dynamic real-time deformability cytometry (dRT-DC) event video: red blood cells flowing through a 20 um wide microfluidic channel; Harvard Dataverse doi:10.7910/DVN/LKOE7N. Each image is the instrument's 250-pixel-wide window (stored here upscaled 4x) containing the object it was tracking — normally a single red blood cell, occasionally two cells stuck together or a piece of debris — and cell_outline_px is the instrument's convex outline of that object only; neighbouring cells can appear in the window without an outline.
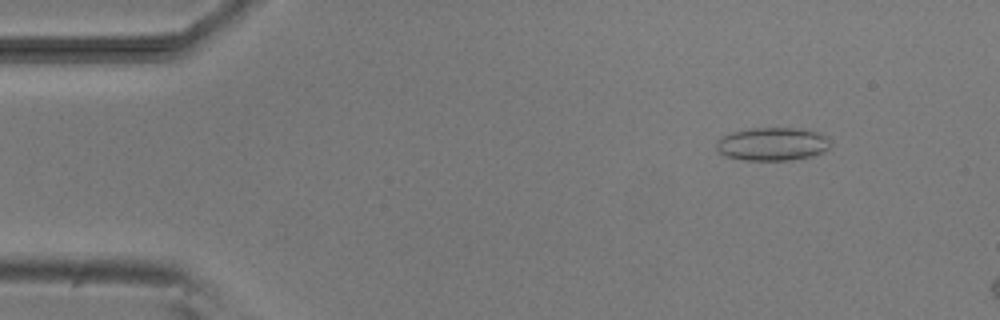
{"species": "common noctule bat (a hibernating species)", "species_latin": "Nyctalus noctula", "temperature_condition": "room temperature", "stored_images_in_passage": 52, "camera_frame_rate_fps": 3000, "um_per_image_px": 0.085, "animal": {"sex": "male", "body_mass_g": 20.5, "forearm_length_mm": 52.5}, "frame": {"image": 1, "passage_image": 6, "time_ms": 1.667, "image_size_px": [1000, 320], "cell_outline_px": [[832, 144], [828, 148], [812, 156], [788, 160], [744, 160], [728, 156], [720, 152], [716, 148], [716, 144], [724, 136], [732, 132], [752, 128], [792, 128], [816, 132], [828, 136]], "centroid_in_image_um": [65.69, 12.24], "position_along_channel_um": 19.3, "area_um2": 21.73}}
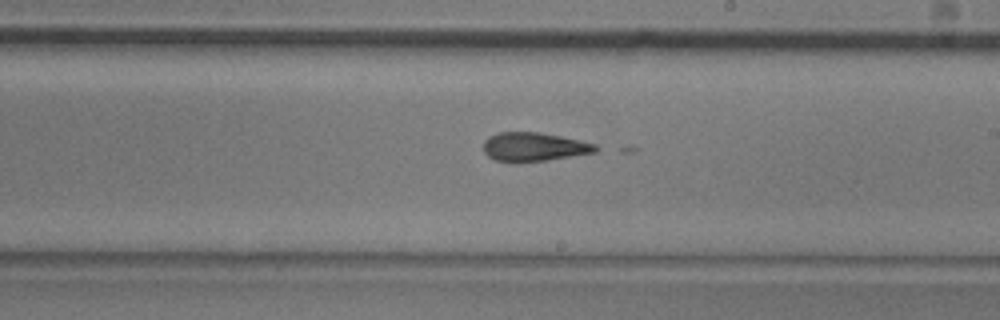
{"frame": {"image": 2, "passage_image": 30, "time_ms": 9.667, "image_size_px": [1000, 320], "cell_outline_px": [[604, 148], [596, 152], [544, 160], [496, 160], [488, 156], [484, 152], [484, 140], [488, 136], [500, 132], [540, 132], [580, 140], [596, 144]], "centroid_in_image_um": [45.45, 12.44], "position_along_channel_um": 243.6, "area_um2": 18.44}}
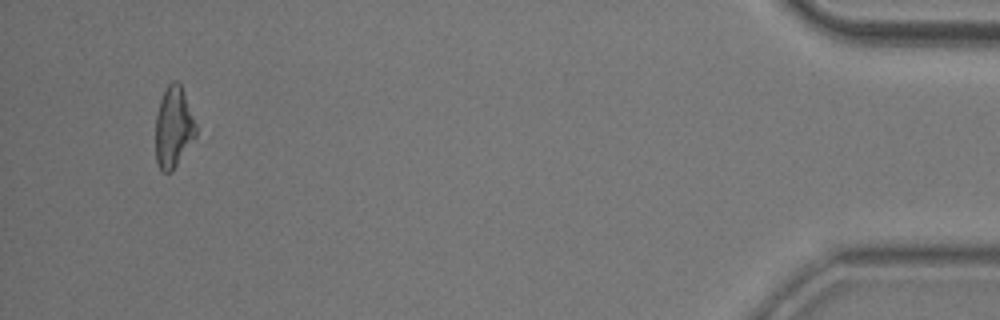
{"frame": {"image": 3, "passage_image": 50, "time_ms": 16.333, "image_size_px": [1000, 320], "cell_outline_px": [[196, 136], [172, 172], [164, 172], [160, 168], [156, 160], [156, 116], [160, 100], [168, 84], [172, 80], [176, 80], [180, 84], [196, 124]], "centroid_in_image_um": [14.74, 10.83], "position_along_channel_um": 420.5, "area_um2": 18.79}, "authors_computed_cell_mechanics": {"area_um2": 19.3052, "velocity_mm_per_s": 3.8584, "shape_relaxation_time_tau1_ms": null, "shape_relaxation_time_tau2_ms": 8.4686, "deformation_change_tau1": null, "deformation_change_tau2": 0.1995}}